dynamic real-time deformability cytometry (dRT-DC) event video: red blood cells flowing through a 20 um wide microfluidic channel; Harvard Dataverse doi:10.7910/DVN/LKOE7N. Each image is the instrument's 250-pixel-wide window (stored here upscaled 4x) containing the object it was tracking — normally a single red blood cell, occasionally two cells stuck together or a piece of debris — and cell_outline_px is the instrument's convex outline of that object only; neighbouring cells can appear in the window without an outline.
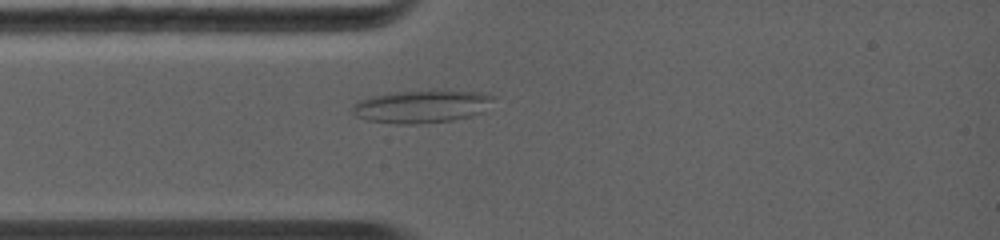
{"species": "common noctule bat (a hibernating species)", "species_latin": "Nyctalus noctula", "temperature_condition": "warm", "stored_images_in_passage": 26, "camera_frame_rate_fps": 5000, "um_per_image_px": 0.085, "animal": {"sex": "female", "body_mass_g": 19.0, "forearm_length_mm": 56.7}, "frame": {"image": 1, "passage_image": 4, "time_ms": 2.0, "image_size_px": [1000, 240], "cell_outline_px": [[496, 96], [484, 112], [452, 120], [416, 124], [396, 124], [364, 120], [356, 116], [352, 112], [352, 108], [356, 100], [372, 96], [392, 92], [484, 92]], "centroid_in_image_um": [35.79, 9.07], "position_along_channel_um": 49.2, "area_um2": 26.59}}
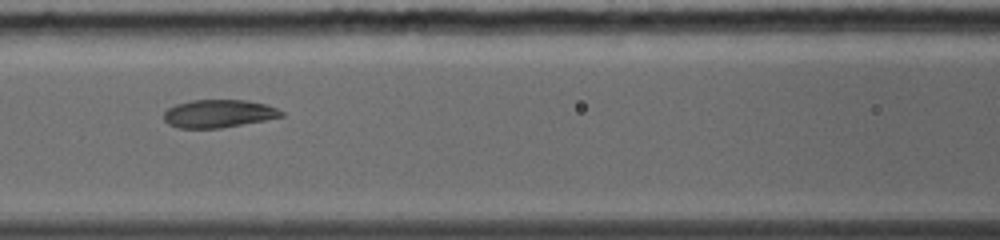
{"frame": {"image": 2, "passage_image": 8, "time_ms": 4.2, "image_size_px": [1000, 240], "cell_outline_px": [[284, 116], [264, 120], [220, 128], [180, 128], [168, 124], [164, 120], [164, 112], [168, 108], [176, 104], [192, 100], [244, 100], [268, 104], [284, 112]], "centroid_in_image_um": [18.58, 9.65], "position_along_channel_um": 148.0, "area_um2": 19.07}}